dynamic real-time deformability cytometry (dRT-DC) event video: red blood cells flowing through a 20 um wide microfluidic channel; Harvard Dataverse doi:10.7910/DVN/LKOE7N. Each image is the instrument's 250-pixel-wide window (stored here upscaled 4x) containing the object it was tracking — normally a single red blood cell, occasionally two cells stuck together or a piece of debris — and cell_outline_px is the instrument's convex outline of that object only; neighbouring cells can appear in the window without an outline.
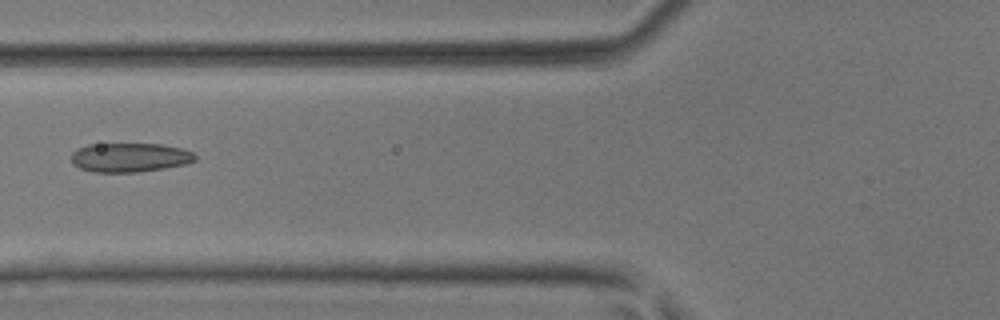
{"species": "common noctule bat (a hibernating species)", "species_latin": "Nyctalus noctula", "temperature_condition": "room temperature", "stored_images_in_passage": 47, "camera_frame_rate_fps": 3000, "um_per_image_px": 0.085, "animal": {"sex": "male", "body_mass_g": 17.9, "forearm_length_mm": 54.2}, "frame": {"image": 1, "passage_image": 19, "time_ms": 6.0, "image_size_px": [1000, 320], "cell_outline_px": [[196, 160], [184, 164], [164, 168], [136, 172], [92, 172], [80, 168], [72, 164], [72, 152], [76, 148], [88, 144], [160, 144], [180, 148], [192, 152], [196, 156]], "centroid_in_image_um": [10.98, 13.38], "position_along_channel_um": 114.8, "area_um2": 20.98}}
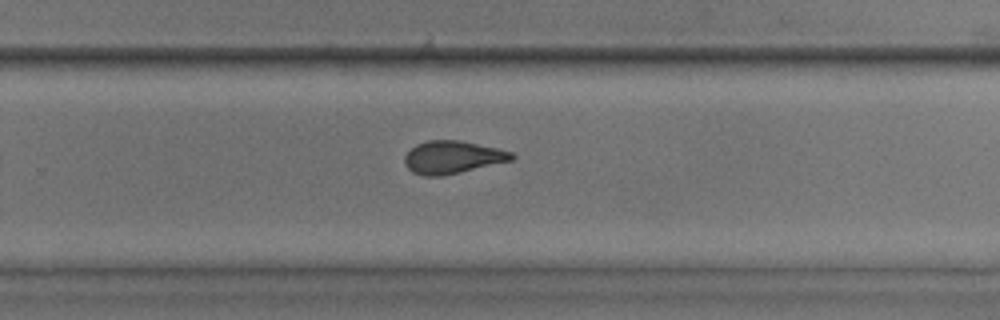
{"frame": {"image": 2, "passage_image": 31, "time_ms": 10.0, "image_size_px": [1000, 320], "cell_outline_px": [[516, 156], [512, 160], [460, 172], [440, 176], [424, 176], [412, 172], [404, 164], [404, 156], [416, 144], [428, 140], [460, 140], [496, 148], [512, 152]], "centroid_in_image_um": [38.44, 13.36], "position_along_channel_um": 291.4, "area_um2": 20.29}}
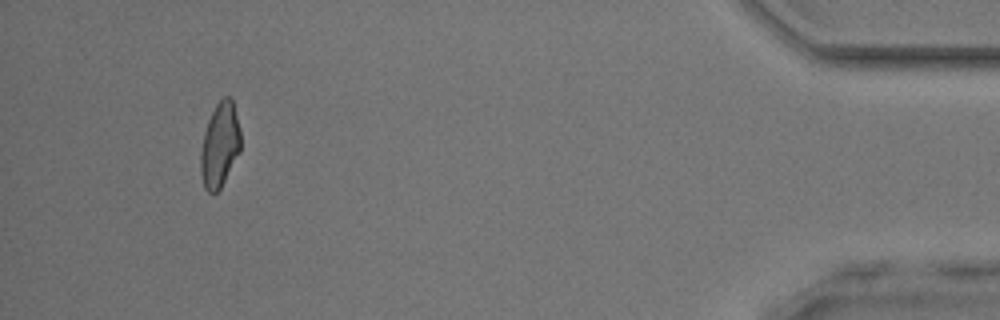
{"frame": {"image": 3, "passage_image": 44, "time_ms": 14.333, "image_size_px": [1000, 320], "cell_outline_px": [[240, 152], [220, 188], [216, 192], [208, 192], [204, 188], [200, 172], [200, 156], [204, 132], [208, 120], [216, 104], [224, 96], [232, 96], [240, 132]], "centroid_in_image_um": [18.68, 12.31], "position_along_channel_um": 416.5, "area_um2": 19.65}}